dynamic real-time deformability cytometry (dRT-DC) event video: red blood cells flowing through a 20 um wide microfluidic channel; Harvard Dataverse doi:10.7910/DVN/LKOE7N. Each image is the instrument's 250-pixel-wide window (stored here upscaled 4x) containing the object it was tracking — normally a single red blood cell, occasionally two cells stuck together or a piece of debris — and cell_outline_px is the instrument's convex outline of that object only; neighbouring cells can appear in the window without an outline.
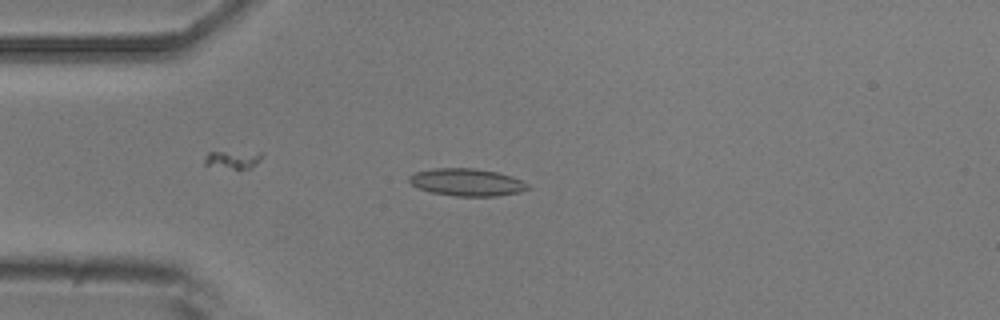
{"species": "common noctule bat (a hibernating species)", "species_latin": "Nyctalus noctula", "temperature_condition": "room temperature", "stored_images_in_passage": 7, "camera_frame_rate_fps": 3000, "um_per_image_px": 0.085, "animal": {"sex": "male", "body_mass_g": 20.5, "forearm_length_mm": 52.5}, "frame": {"image": 1, "passage_image": 5, "time_ms": 5.333, "image_size_px": [1000, 320], "cell_outline_px": [[532, 188], [520, 192], [496, 196], [456, 196], [432, 192], [420, 188], [412, 184], [408, 180], [408, 176], [412, 172], [432, 168], [472, 168], [496, 172], [512, 176], [528, 184]], "centroid_in_image_um": [39.67, 15.48], "position_along_channel_um": 45.3, "area_um2": 18.96}}
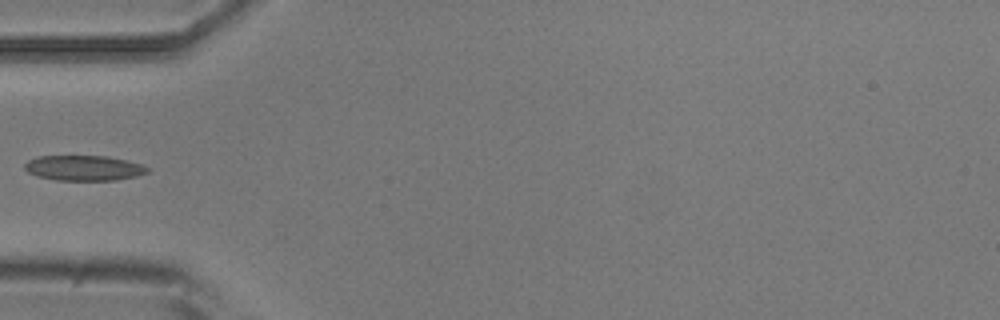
{"frame": {"image": 2, "passage_image": 6, "time_ms": 6.667, "image_size_px": [1000, 320], "cell_outline_px": [[148, 172], [136, 176], [116, 180], [56, 180], [36, 176], [28, 172], [24, 168], [24, 164], [28, 160], [36, 156], [108, 156], [140, 164], [148, 168]], "centroid_in_image_um": [7.07, 14.28], "position_along_channel_um": 77.9, "area_um2": 17.98}}
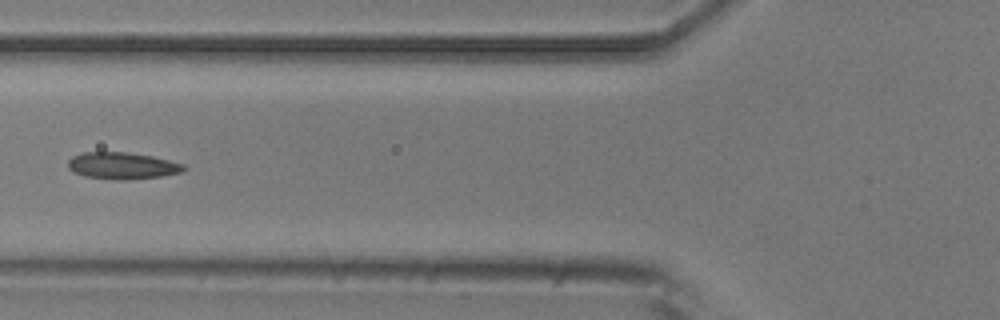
{"frame": {"image": 3, "passage_image": 7, "time_ms": 7.667, "image_size_px": [1000, 320], "cell_outline_px": [[188, 168], [180, 172], [160, 176], [128, 180], [116, 180], [84, 176], [68, 168], [68, 160], [72, 156], [80, 152], [128, 152], [152, 156], [184, 164]], "centroid_in_image_um": [10.38, 14.08], "position_along_channel_um": 115.4, "area_um2": 18.09}}